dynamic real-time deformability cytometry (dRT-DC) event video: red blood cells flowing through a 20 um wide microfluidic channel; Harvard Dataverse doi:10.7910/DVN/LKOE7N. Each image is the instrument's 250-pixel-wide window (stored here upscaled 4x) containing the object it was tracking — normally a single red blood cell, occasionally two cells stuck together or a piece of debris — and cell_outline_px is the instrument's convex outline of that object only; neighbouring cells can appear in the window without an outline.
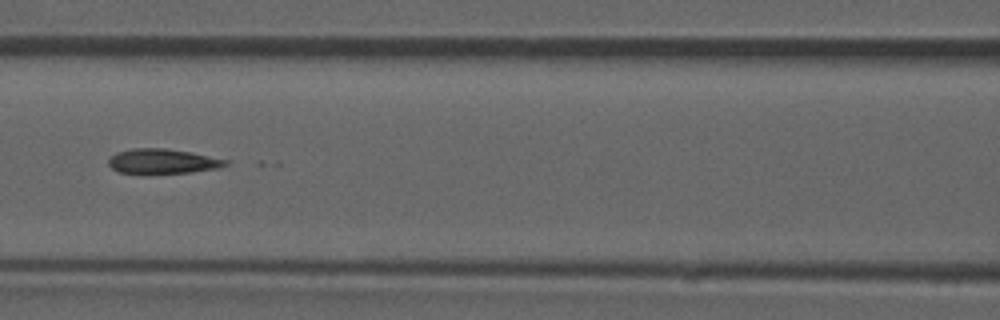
{"species": "common noctule bat (a hibernating species)", "species_latin": "Nyctalus noctula", "temperature_condition": "room temperature", "stored_images_in_passage": 41, "camera_frame_rate_fps": 3000, "um_per_image_px": 0.085, "animal": {"sex": "male", "forearm_length_mm": 52.5}, "frame": {"image": 1, "passage_image": 12, "time_ms": 3.667, "image_size_px": [1000, 320], "cell_outline_px": [[232, 160], [228, 164], [220, 168], [192, 172], [120, 172], [112, 168], [108, 164], [108, 160], [116, 152], [132, 148], [164, 148], [192, 152]], "centroid_in_image_um": [13.91, 13.68], "position_along_channel_um": 152.7, "area_um2": 16.76}}